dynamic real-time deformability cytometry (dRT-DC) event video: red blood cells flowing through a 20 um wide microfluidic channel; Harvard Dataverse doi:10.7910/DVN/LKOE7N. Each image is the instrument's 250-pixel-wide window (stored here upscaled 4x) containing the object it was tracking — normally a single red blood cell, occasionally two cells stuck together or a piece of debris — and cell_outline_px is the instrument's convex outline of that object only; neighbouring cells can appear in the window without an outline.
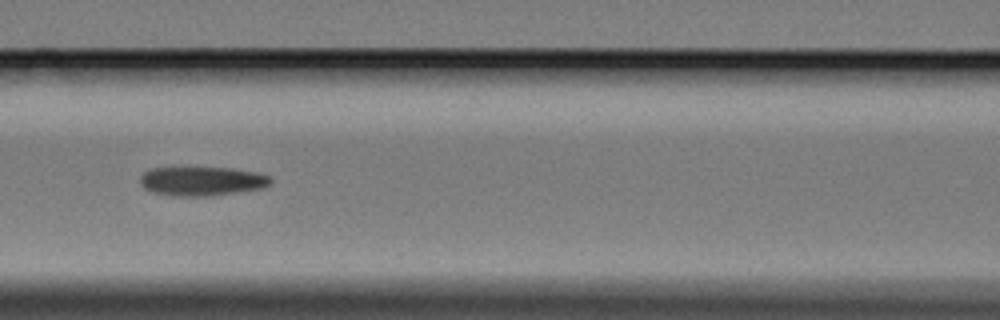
{"species": "Egyptian fruit bat (a non-hibernating species)", "species_latin": "Rousettus aegyptiacus", "temperature_condition": "cold", "stored_images_in_passage": 9, "camera_frame_rate_fps": 3000, "um_per_image_px": 0.085, "animal": {"sex": "female"}, "frame": {"image": 1, "passage_image": 6, "time_ms": 6.0, "image_size_px": [1000, 320], "cell_outline_px": [[272, 184], [264, 188], [208, 196], [172, 196], [152, 192], [144, 188], [140, 184], [140, 176], [144, 172], [152, 168], [232, 168], [256, 172], [268, 176], [272, 180]], "centroid_in_image_um": [17.16, 15.4], "position_along_channel_um": 149.4, "area_um2": 22.14}}
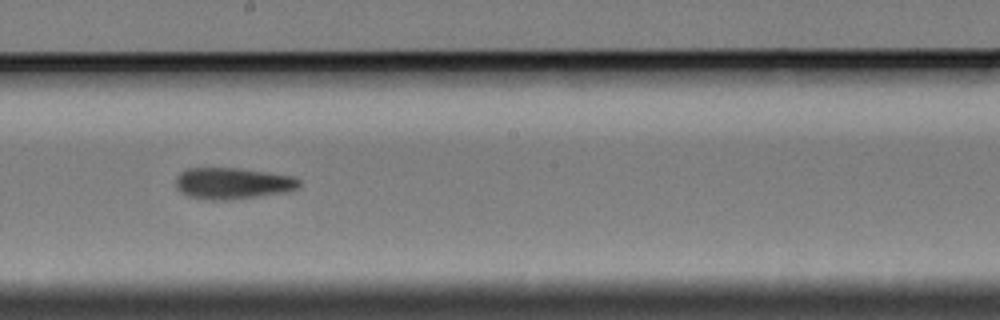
{"frame": {"image": 2, "passage_image": 8, "time_ms": 8.333, "image_size_px": [1000, 320], "cell_outline_px": [[300, 184], [296, 188], [288, 192], [224, 200], [212, 200], [188, 196], [180, 192], [176, 188], [176, 176], [180, 172], [188, 168], [240, 168], [268, 172], [292, 176], [300, 180]], "centroid_in_image_um": [19.75, 15.57], "position_along_channel_um": 228.5, "area_um2": 22.54}}
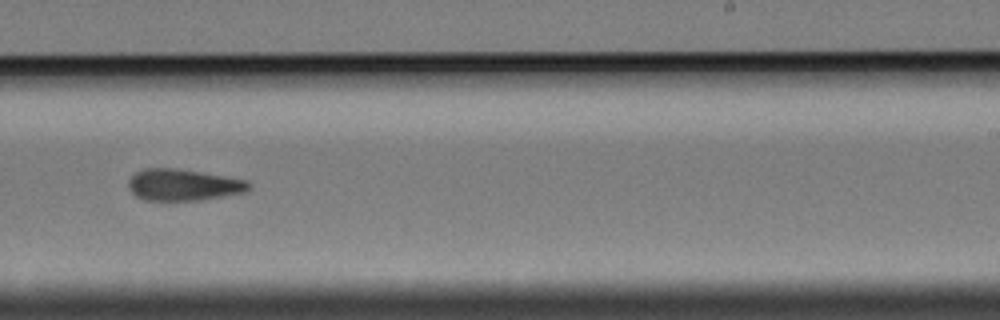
{"frame": {"image": 3, "passage_image": 9, "time_ms": 9.667, "image_size_px": [1000, 320], "cell_outline_px": [[252, 184], [248, 192], [200, 200], [144, 200], [136, 196], [128, 188], [128, 180], [136, 172], [144, 168], [176, 168], [248, 180]], "centroid_in_image_um": [15.6, 15.71], "position_along_channel_um": 273.4, "area_um2": 22.25}}